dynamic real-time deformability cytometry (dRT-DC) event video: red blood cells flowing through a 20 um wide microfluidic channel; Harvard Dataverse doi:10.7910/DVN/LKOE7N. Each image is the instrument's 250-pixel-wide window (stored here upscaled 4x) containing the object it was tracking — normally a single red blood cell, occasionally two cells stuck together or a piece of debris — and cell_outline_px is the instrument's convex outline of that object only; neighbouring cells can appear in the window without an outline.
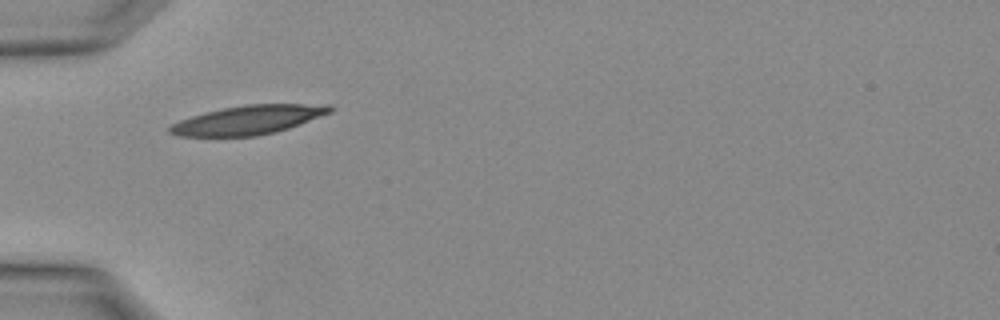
{"species": "Egyptian fruit bat (a non-hibernating species)", "species_latin": "Rousettus aegyptiacus", "temperature_condition": "warm", "stored_images_in_passage": 3, "camera_frame_rate_fps": 3000, "um_per_image_px": 0.085, "animal": {"sex": "female"}, "frame": {"image": 1, "passage_image": 3, "time_ms": 0.667, "image_size_px": [1000, 320], "cell_outline_px": [[336, 108], [332, 112], [300, 124], [276, 132], [256, 136], [176, 136], [168, 132], [168, 128], [172, 124], [180, 120], [204, 112], [244, 104], [332, 104]], "centroid_in_image_um": [21.14, 10.18], "position_along_channel_um": 63.9, "area_um2": 27.17}}